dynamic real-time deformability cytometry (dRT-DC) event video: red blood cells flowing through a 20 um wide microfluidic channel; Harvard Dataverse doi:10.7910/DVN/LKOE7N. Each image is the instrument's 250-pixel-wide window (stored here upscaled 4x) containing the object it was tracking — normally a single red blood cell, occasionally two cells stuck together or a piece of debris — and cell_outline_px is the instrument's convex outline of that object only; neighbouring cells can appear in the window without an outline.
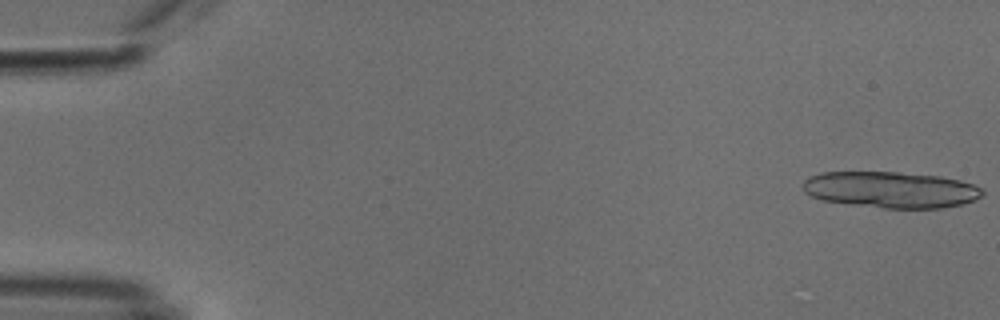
{"species": "common noctule bat (a hibernating species)", "species_latin": "Nyctalus noctula", "temperature_condition": "cold", "stored_images_in_passage": 15, "camera_frame_rate_fps": 3000, "um_per_image_px": 0.085, "animal": {"sex": "male", "body_mass_g": 18.8}, "frame": {"image": 1, "passage_image": 1, "time_ms": 0.0, "image_size_px": [1000, 320], "cell_outline_px": [[984, 196], [976, 200], [944, 208], [884, 208], [824, 200], [812, 196], [804, 192], [804, 180], [808, 176], [824, 172], [896, 172], [940, 176], [960, 180], [984, 188]], "centroid_in_image_um": [75.78, 16.12], "position_along_channel_um": 9.2, "area_um2": 37.92}}